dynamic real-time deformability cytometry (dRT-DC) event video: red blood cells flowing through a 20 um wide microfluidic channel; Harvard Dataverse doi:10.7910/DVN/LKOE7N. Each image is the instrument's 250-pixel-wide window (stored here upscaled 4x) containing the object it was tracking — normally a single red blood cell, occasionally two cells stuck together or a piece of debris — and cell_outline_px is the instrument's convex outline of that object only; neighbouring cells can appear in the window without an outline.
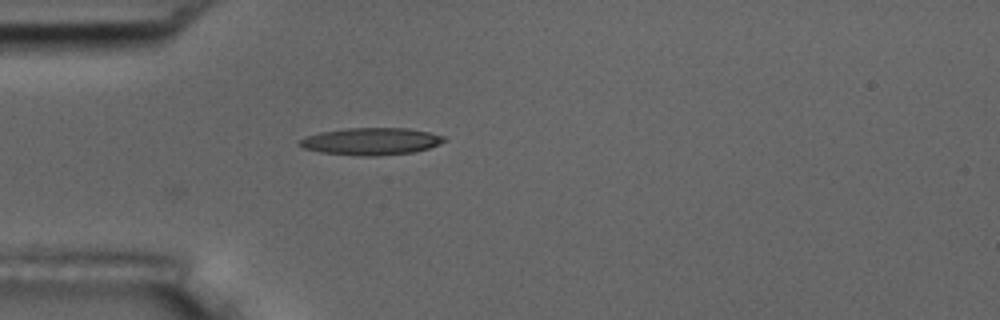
{"species": "common noctule bat (a hibernating species)", "species_latin": "Nyctalus noctula", "temperature_condition": "room temperature", "stored_images_in_passage": 3, "camera_frame_rate_fps": 3000, "um_per_image_px": 0.085, "animal": {"sex": "male", "body_mass_g": 17.5, "forearm_length_mm": 52.3}, "frame": {"image": 1, "passage_image": 1, "time_ms": 0.0, "image_size_px": [1000, 320], "cell_outline_px": [[448, 140], [440, 144], [428, 148], [412, 152], [376, 156], [360, 156], [320, 152], [304, 148], [296, 144], [300, 140], [308, 136], [320, 132], [348, 128], [408, 128], [428, 132], [444, 136]], "centroid_in_image_um": [31.55, 12.01], "position_along_channel_um": 53.4, "area_um2": 22.83}}